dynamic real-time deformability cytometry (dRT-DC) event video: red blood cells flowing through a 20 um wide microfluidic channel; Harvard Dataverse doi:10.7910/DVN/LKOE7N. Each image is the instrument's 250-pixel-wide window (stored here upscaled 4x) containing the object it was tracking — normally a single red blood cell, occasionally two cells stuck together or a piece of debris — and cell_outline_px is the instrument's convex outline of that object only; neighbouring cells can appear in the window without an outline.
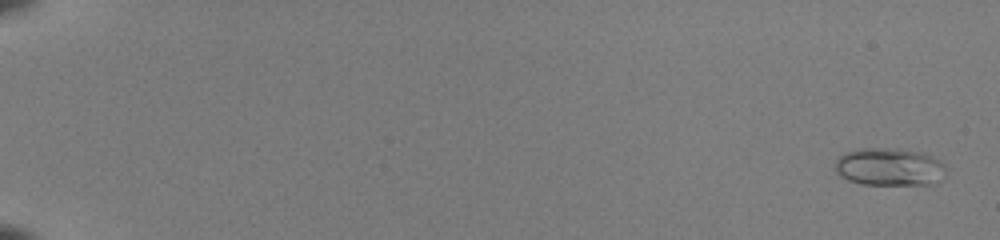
{"species": "common noctule bat (a hibernating species)", "species_latin": "Nyctalus noctula", "temperature_condition": "room temperature", "stored_images_in_passage": 52, "camera_frame_rate_fps": 3000, "um_per_image_px": 0.085, "animal": {"sex": "female", "body_mass_g": 22.0, "forearm_length_mm": 56.7}, "frame": {"image": 1, "passage_image": 2, "time_ms": 0.333, "image_size_px": [1000, 240], "cell_outline_px": [[944, 176], [936, 184], [864, 184], [848, 180], [840, 176], [836, 172], [836, 160], [844, 152], [860, 148], [908, 148], [924, 152], [940, 160], [944, 164]], "centroid_in_image_um": [75.63, 14.16], "position_along_channel_um": 9.4, "area_um2": 24.74}}
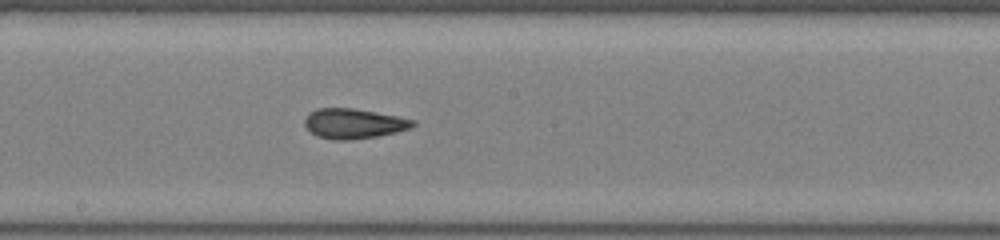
{"frame": {"image": 2, "passage_image": 32, "time_ms": 10.333, "image_size_px": [1000, 240], "cell_outline_px": [[416, 124], [412, 128], [396, 132], [376, 136], [352, 140], [336, 140], [316, 136], [304, 124], [304, 120], [308, 112], [316, 108], [352, 108], [376, 112], [416, 120]], "centroid_in_image_um": [30.06, 10.5], "position_along_channel_um": 218.1, "area_um2": 18.96}}
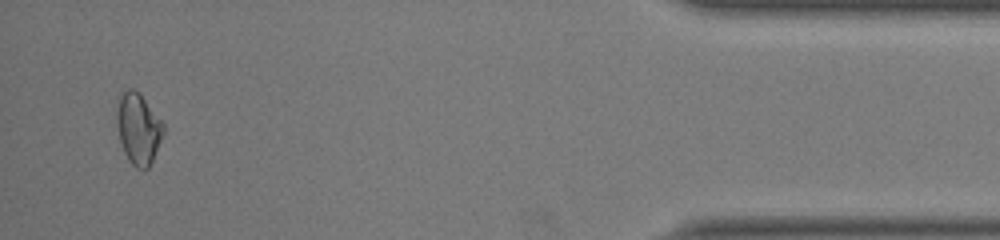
{"frame": {"image": 3, "passage_image": 51, "time_ms": 16.667, "image_size_px": [1000, 240], "cell_outline_px": [[164, 132], [152, 160], [148, 168], [136, 168], [128, 160], [124, 152], [120, 140], [116, 124], [116, 116], [120, 92], [128, 88], [132, 88], [140, 92], [164, 124]], "centroid_in_image_um": [11.74, 10.89], "position_along_channel_um": 423.5, "area_um2": 19.31}, "authors_computed_cell_mechanics": {"area_um2": 19.1029, "velocity_mm_per_s": 4.1063, "shape_relaxation_time_tau1_ms": 10.9223, "shape_relaxation_time_tau2_ms": 1.4913, "deformation_change_tau1": 0.2064, "deformation_change_tau2": 0.0485}}